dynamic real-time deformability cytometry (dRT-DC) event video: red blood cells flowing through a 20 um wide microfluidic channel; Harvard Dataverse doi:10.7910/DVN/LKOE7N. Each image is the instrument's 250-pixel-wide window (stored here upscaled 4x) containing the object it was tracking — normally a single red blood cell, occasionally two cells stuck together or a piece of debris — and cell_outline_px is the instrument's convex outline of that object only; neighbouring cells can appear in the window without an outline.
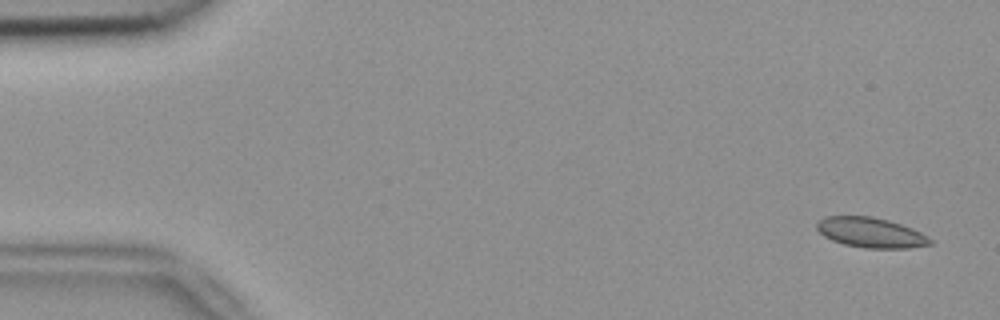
{"species": "common noctule bat (a hibernating species)", "species_latin": "Nyctalus noctula", "temperature_condition": "room temperature", "stored_images_in_passage": 54, "camera_frame_rate_fps": 3000, "um_per_image_px": 0.085, "animal": {"sex": "female", "body_mass_g": 18.4}, "frame": {"image": 1, "passage_image": 3, "time_ms": 0.667, "image_size_px": [1000, 320], "cell_outline_px": [[932, 244], [908, 248], [864, 248], [844, 244], [832, 240], [824, 236], [816, 228], [816, 224], [824, 216], [872, 216], [888, 220], [912, 228], [920, 232], [932, 240]], "centroid_in_image_um": [74.0, 19.77], "position_along_channel_um": 11.0, "area_um2": 19.77}}
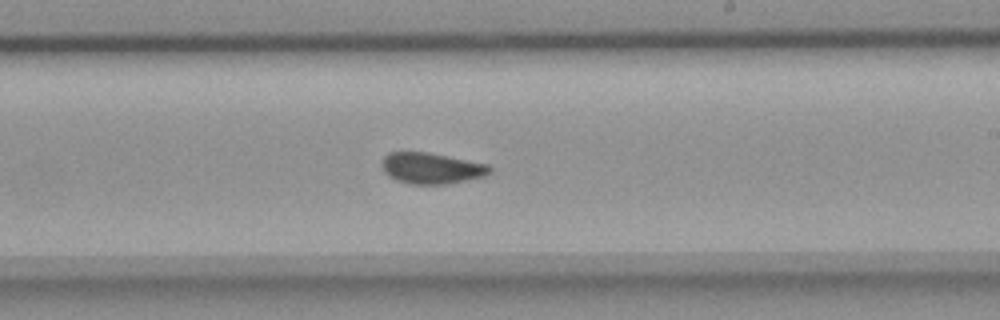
{"frame": {"image": 2, "passage_image": 32, "time_ms": 10.333, "image_size_px": [1000, 320], "cell_outline_px": [[492, 172], [484, 176], [448, 184], [412, 184], [396, 180], [388, 176], [384, 172], [380, 164], [384, 156], [388, 152], [428, 152], [488, 164], [492, 168]], "centroid_in_image_um": [36.65, 14.3], "position_along_channel_um": 252.3, "area_um2": 19.65}}
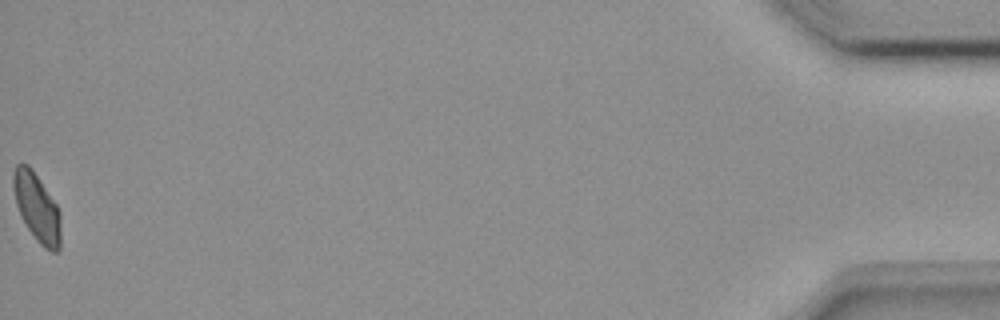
{"frame": {"image": 3, "passage_image": 54, "time_ms": 17.667, "image_size_px": [1000, 320], "cell_outline_px": [[60, 248], [56, 252], [52, 252], [44, 248], [36, 240], [28, 228], [16, 204], [12, 184], [12, 176], [16, 164], [28, 164], [56, 204], [60, 212]], "centroid_in_image_um": [3.13, 17.65], "position_along_channel_um": 432.1, "area_um2": 18.55}, "authors_computed_cell_mechanics": {"area_um2": 19.7676, "velocity_mm_per_s": 3.8171, "shape_relaxation_time_tau1_ms": 6.3712, "shape_relaxation_time_tau2_ms": 1.2551, "deformation_change_tau1": 0.1103, "deformation_change_tau2": 0.0521}}